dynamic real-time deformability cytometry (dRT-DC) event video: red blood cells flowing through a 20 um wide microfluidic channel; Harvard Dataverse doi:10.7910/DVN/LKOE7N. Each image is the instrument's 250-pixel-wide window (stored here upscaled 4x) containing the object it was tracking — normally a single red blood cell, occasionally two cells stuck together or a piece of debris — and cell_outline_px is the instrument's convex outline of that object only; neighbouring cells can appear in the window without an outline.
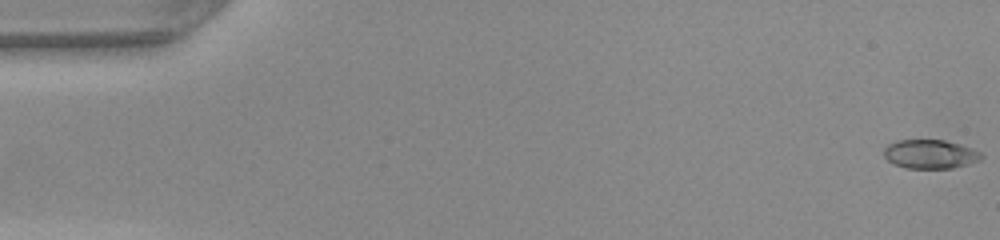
{"species": "common noctule bat (a hibernating species)", "species_latin": "Nyctalus noctula", "temperature_condition": "warm", "stored_images_in_passage": 2, "camera_frame_rate_fps": 3000, "um_per_image_px": 0.085, "animal": {"sex": "female", "body_mass_g": 22.0, "forearm_length_mm": 56.7}, "frame": {"image": 1, "passage_image": 1, "time_ms": 0.0, "image_size_px": [1000, 240], "cell_outline_px": [[984, 156], [980, 160], [968, 164], [952, 168], [908, 168], [892, 164], [884, 156], [884, 148], [888, 144], [896, 140], [944, 140], [972, 148], [980, 152]], "centroid_in_image_um": [79.05, 13.1], "position_along_channel_um": 5.9, "area_um2": 16.42}}